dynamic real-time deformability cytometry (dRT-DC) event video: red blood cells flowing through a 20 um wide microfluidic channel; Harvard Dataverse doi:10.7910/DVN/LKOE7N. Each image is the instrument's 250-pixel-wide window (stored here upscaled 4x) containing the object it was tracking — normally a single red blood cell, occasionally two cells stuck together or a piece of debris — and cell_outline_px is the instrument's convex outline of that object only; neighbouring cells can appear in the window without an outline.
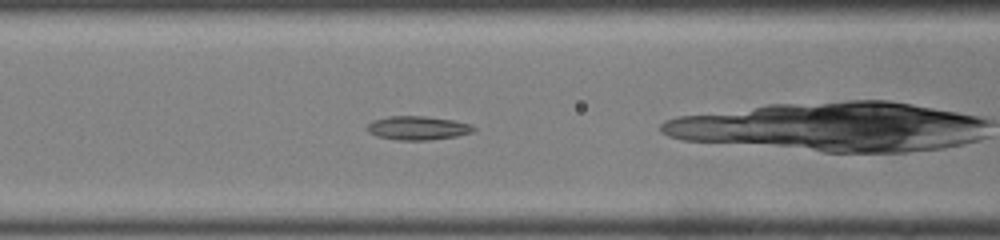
{"species": "common noctule bat (a hibernating species)", "species_latin": "Nyctalus noctula", "temperature_condition": "room temperature", "stored_images_in_passage": 44, "camera_frame_rate_fps": 3000, "um_per_image_px": 0.085, "animal": {"sex": "male", "body_mass_g": 19.0, "forearm_length_mm": 50.8}, "frame": {"image": 1, "passage_image": 15, "time_ms": 4.667, "image_size_px": [1000, 240], "cell_outline_px": [[476, 128], [472, 132], [456, 136], [428, 140], [396, 140], [376, 136], [368, 132], [368, 124], [372, 120], [388, 116], [424, 116], [452, 120], [468, 124]], "centroid_in_image_um": [35.46, 10.88], "position_along_channel_um": 131.1, "area_um2": 14.62}}
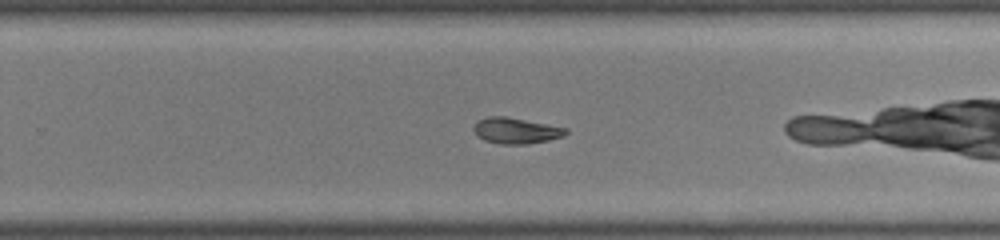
{"frame": {"image": 2, "passage_image": 26, "time_ms": 8.333, "image_size_px": [1000, 240], "cell_outline_px": [[568, 132], [564, 136], [548, 140], [524, 144], [500, 144], [484, 140], [476, 136], [472, 128], [480, 120], [488, 116], [504, 116], [568, 128]], "centroid_in_image_um": [43.84, 11.11], "position_along_channel_um": 286.0, "area_um2": 13.81}}
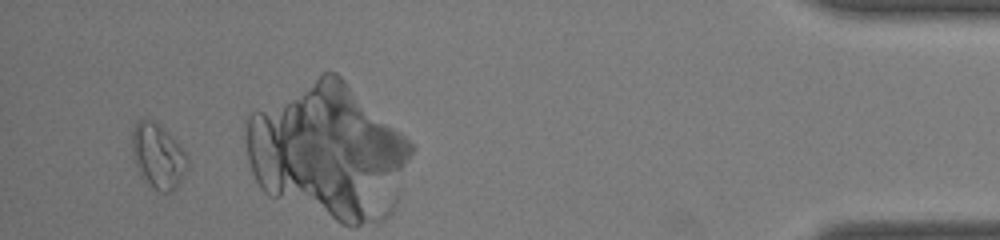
{"frame": {"image": 3, "passage_image": 41, "time_ms": 13.333, "image_size_px": [1000, 240], "cell_outline_px": [[188, 164], [176, 188], [172, 192], [160, 192], [148, 184], [140, 176], [132, 156], [132, 132], [136, 124], [140, 120], [152, 120], [164, 128], [180, 144], [188, 156]], "centroid_in_image_um": [13.43, 13.27], "position_along_channel_um": 421.8, "area_um2": 20.92}, "authors_computed_cell_mechanics": {"area_um2": 15.6638, "velocity_mm_per_s": 4.2317, "shape_relaxation_time_tau1_ms": null, "shape_relaxation_time_tau2_ms": 3.7275, "deformation_change_tau1": null, "deformation_change_tau2": 0.0931}}